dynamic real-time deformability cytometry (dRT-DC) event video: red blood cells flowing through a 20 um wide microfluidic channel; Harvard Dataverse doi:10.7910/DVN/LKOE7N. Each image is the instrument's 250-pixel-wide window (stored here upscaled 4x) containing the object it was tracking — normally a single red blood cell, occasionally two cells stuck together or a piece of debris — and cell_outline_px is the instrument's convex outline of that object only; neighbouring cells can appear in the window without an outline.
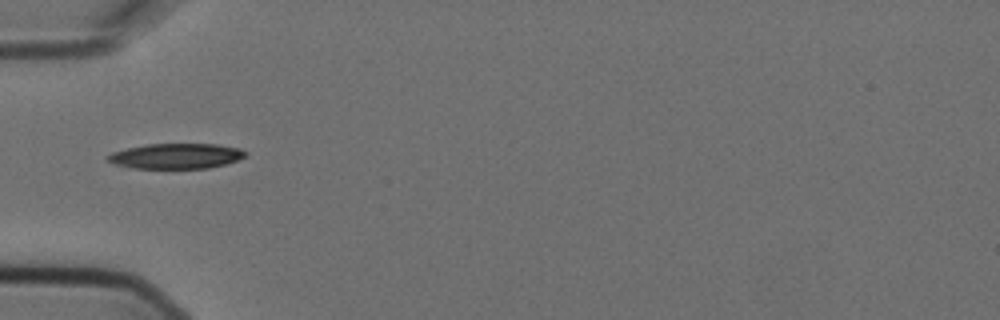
{"species": "Egyptian fruit bat (a non-hibernating species)", "species_latin": "Rousettus aegyptiacus", "temperature_condition": "cold", "stored_images_in_passage": 2, "camera_frame_rate_fps": 3000, "um_per_image_px": 0.085, "animal": {"sex": "female"}, "frame": {"image": 1, "passage_image": 1, "time_ms": 0.0, "image_size_px": [1000, 320], "cell_outline_px": [[248, 156], [224, 164], [208, 168], [132, 168], [116, 164], [104, 160], [104, 156], [112, 152], [128, 148], [148, 144], [216, 144], [240, 148], [248, 152]], "centroid_in_image_um": [14.96, 13.26], "position_along_channel_um": 70.0, "area_um2": 20.35}}
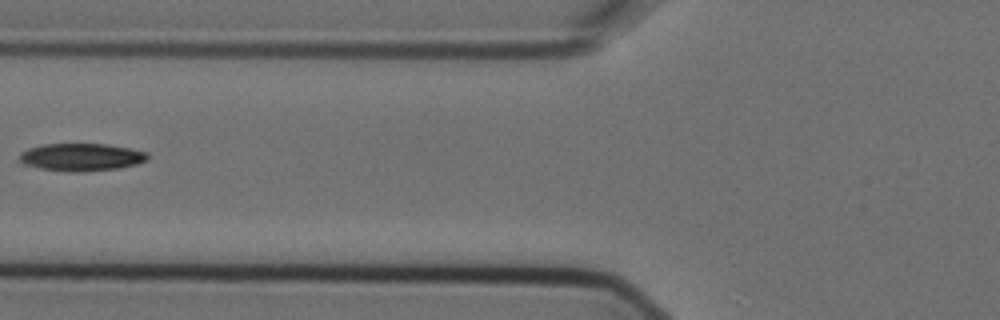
{"frame": {"image": 2, "passage_image": 2, "time_ms": 0.333, "image_size_px": [1000, 320], "cell_outline_px": [[148, 160], [136, 164], [116, 168], [84, 172], [68, 172], [40, 168], [20, 164], [20, 152], [28, 148], [44, 144], [108, 144], [148, 152]], "centroid_in_image_um": [6.89, 13.36], "position_along_channel_um": 118.9, "area_um2": 20.69}}